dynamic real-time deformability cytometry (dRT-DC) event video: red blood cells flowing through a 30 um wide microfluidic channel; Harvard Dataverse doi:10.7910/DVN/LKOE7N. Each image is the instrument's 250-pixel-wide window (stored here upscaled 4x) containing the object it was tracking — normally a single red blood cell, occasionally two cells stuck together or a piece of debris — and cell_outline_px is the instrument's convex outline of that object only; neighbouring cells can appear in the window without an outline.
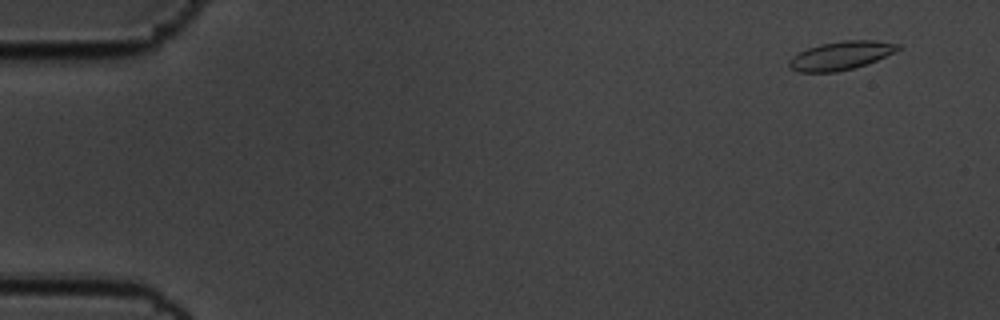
{"species": "common noctule bat (a hibernating species)", "species_latin": "Nyctalus noctula", "temperature_condition": "cold", "stored_images_in_passage": 13, "camera_frame_rate_fps": 3000, "um_per_image_px": 0.085, "animal": {"sex": "male", "body_mass_g": 19.5, "forearm_length_mm": 54.6}, "frame": {"image": 1, "passage_image": 1, "time_ms": 0.0, "image_size_px": [1000, 320], "cell_outline_px": [[904, 48], [876, 60], [852, 68], [836, 72], [796, 72], [788, 64], [788, 60], [792, 56], [808, 48], [820, 44], [840, 40], [876, 40], [900, 44]], "centroid_in_image_um": [71.49, 4.71], "position_along_channel_um": 13.5, "area_um2": 18.09}}